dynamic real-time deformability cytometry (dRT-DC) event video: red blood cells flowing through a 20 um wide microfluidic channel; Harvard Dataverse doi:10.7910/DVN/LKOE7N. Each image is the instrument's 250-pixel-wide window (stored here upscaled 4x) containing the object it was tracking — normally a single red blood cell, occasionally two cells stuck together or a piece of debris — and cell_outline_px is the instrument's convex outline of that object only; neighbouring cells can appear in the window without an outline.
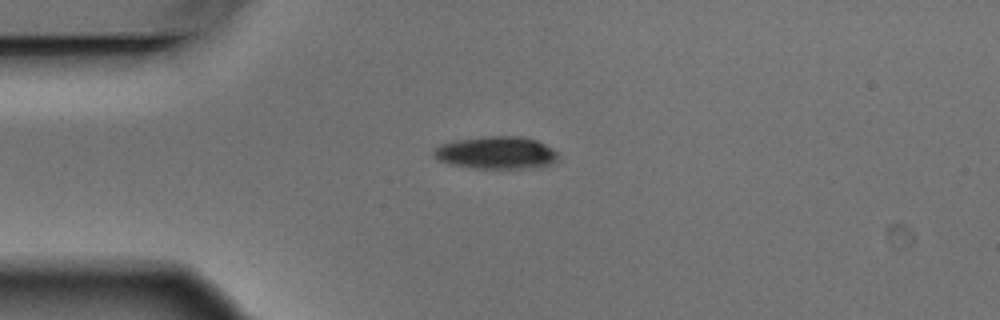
{"species": "Egyptian fruit bat (a non-hibernating species)", "species_latin": "Rousettus aegyptiacus", "temperature_condition": "warm", "stored_images_in_passage": 3, "camera_frame_rate_fps": 3000, "um_per_image_px": 0.085, "animal": {"sex": "male"}, "frame": {"image": 1, "passage_image": 3, "time_ms": 0.667, "image_size_px": [1000, 320], "cell_outline_px": [[556, 160], [548, 164], [536, 168], [476, 168], [452, 164], [436, 160], [432, 156], [432, 152], [440, 144], [456, 140], [484, 136], [524, 136], [536, 140], [552, 148], [556, 152]], "centroid_in_image_um": [42.14, 12.97], "position_along_channel_um": 42.9, "area_um2": 23.52}}